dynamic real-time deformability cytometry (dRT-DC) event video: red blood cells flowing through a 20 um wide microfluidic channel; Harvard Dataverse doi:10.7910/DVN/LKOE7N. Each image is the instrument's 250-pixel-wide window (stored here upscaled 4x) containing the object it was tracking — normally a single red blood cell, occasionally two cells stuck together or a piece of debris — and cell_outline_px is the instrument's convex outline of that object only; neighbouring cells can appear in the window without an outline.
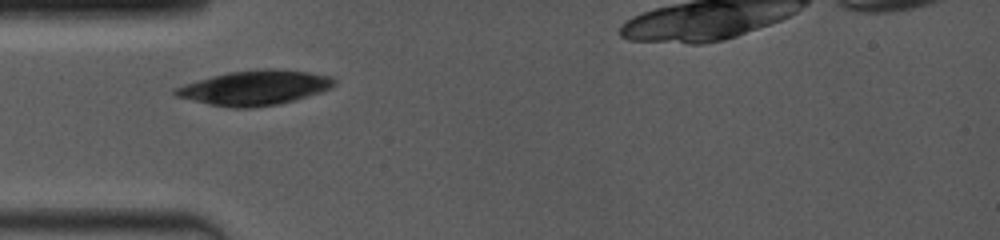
{"species": "common noctule bat (a hibernating species)", "species_latin": "Nyctalus noctula", "temperature_condition": "room temperature", "stored_images_in_passage": 3, "camera_frame_rate_fps": 4000, "um_per_image_px": 0.085, "animal": {"sex": "female", "body_mass_g": 19.0, "forearm_length_mm": 53.3}, "frame": {"image": 1, "passage_image": 1, "time_ms": 0.0, "image_size_px": [1000, 240], "cell_outline_px": [[336, 84], [320, 92], [280, 104], [252, 108], [232, 108], [208, 104], [176, 96], [172, 92], [172, 88], [184, 84], [212, 76], [228, 72], [260, 68], [272, 68], [308, 72], [332, 76], [336, 80]], "centroid_in_image_um": [21.63, 7.45], "position_along_channel_um": 63.4, "area_um2": 32.19}}